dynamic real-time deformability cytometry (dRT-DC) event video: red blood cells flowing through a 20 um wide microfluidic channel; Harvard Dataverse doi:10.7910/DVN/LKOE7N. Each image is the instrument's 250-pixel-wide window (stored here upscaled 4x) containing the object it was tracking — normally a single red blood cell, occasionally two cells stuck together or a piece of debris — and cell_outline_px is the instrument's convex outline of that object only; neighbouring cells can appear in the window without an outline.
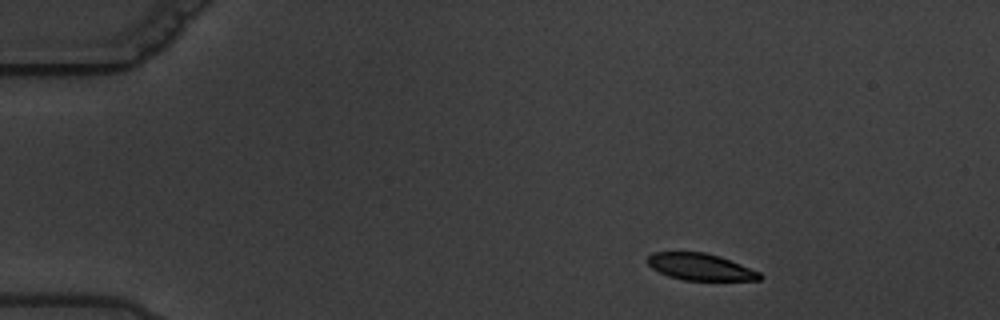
{"species": "common noctule bat (a hibernating species)", "species_latin": "Nyctalus noctula", "temperature_condition": "warm", "stored_images_in_passage": 4, "camera_frame_rate_fps": 3000, "um_per_image_px": 0.085, "animal": {"sex": "male", "body_mass_g": 19.5, "forearm_length_mm": 54.6}, "frame": {"image": 1, "passage_image": 1, "time_ms": 0.0, "image_size_px": [1000, 320], "cell_outline_px": [[764, 276], [760, 280], [684, 280], [668, 276], [652, 268], [648, 264], [648, 256], [652, 252], [704, 252], [720, 256], [760, 272]], "centroid_in_image_um": [59.54, 22.68], "position_along_channel_um": 25.5, "area_um2": 17.46}}